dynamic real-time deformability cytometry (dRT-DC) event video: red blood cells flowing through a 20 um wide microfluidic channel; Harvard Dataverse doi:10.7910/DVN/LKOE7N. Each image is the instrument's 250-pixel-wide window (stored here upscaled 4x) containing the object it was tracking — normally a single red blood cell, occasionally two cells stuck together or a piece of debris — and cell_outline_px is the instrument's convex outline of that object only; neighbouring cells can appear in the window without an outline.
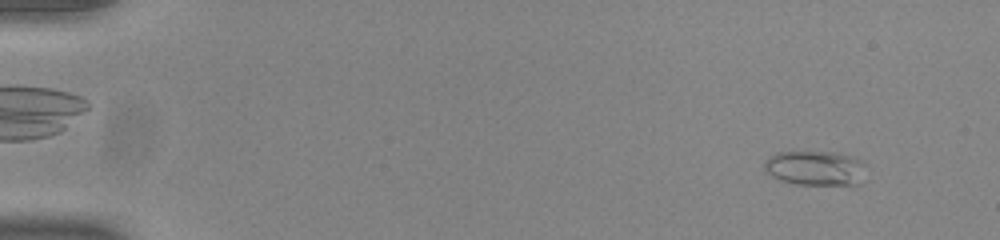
{"species": "common noctule bat (a hibernating species)", "species_latin": "Nyctalus noctula", "temperature_condition": "room temperature", "stored_images_in_passage": 53, "camera_frame_rate_fps": 3000, "um_per_image_px": 0.085, "animal": {"sex": "male", "body_mass_g": 20.0, "forearm_length_mm": 53.3}, "frame": {"image": 1, "passage_image": 4, "time_ms": 1.0, "image_size_px": [1000, 240], "cell_outline_px": [[864, 164], [860, 184], [796, 184], [780, 180], [772, 176], [764, 168], [764, 160], [768, 156], [776, 152], [832, 152], [852, 156], [860, 160]], "centroid_in_image_um": [69.25, 14.27], "position_along_channel_um": 15.8, "area_um2": 20.35}}
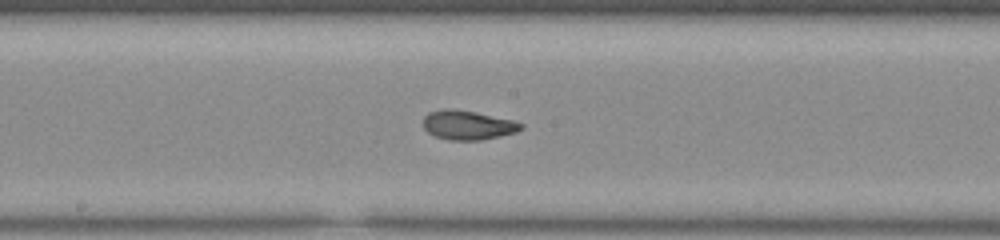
{"frame": {"image": 2, "passage_image": 29, "time_ms": 9.333, "image_size_px": [1000, 240], "cell_outline_px": [[524, 128], [516, 132], [500, 136], [480, 140], [448, 140], [436, 136], [428, 132], [424, 128], [424, 116], [428, 112], [444, 108], [452, 108], [476, 112], [512, 120], [524, 124]], "centroid_in_image_um": [39.76, 10.62], "position_along_channel_um": 208.4, "area_um2": 16.7}}
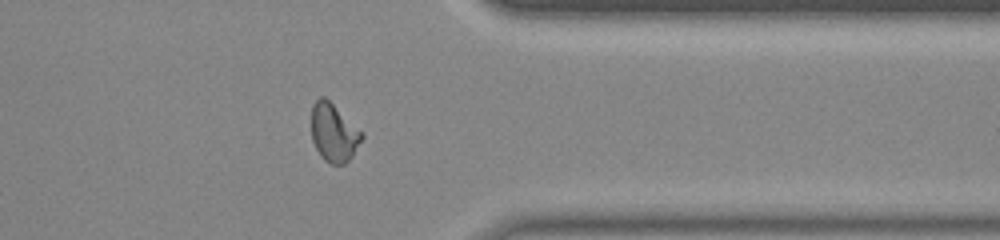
{"frame": {"image": 3, "passage_image": 43, "time_ms": 14.0, "image_size_px": [1000, 240], "cell_outline_px": [[364, 136], [352, 156], [344, 164], [332, 164], [324, 160], [320, 156], [312, 140], [312, 104], [320, 96], [324, 96], [364, 132]], "centroid_in_image_um": [28.38, 11.27], "position_along_channel_um": 383.0, "area_um2": 17.11}, "authors_computed_cell_mechanics": {"area_um2": 16.762, "velocity_mm_per_s": 3.8863, "shape_relaxation_time_tau1_ms": null, "shape_relaxation_time_tau2_ms": 1.5172, "deformation_change_tau1": null, "deformation_change_tau2": 0.0758}}